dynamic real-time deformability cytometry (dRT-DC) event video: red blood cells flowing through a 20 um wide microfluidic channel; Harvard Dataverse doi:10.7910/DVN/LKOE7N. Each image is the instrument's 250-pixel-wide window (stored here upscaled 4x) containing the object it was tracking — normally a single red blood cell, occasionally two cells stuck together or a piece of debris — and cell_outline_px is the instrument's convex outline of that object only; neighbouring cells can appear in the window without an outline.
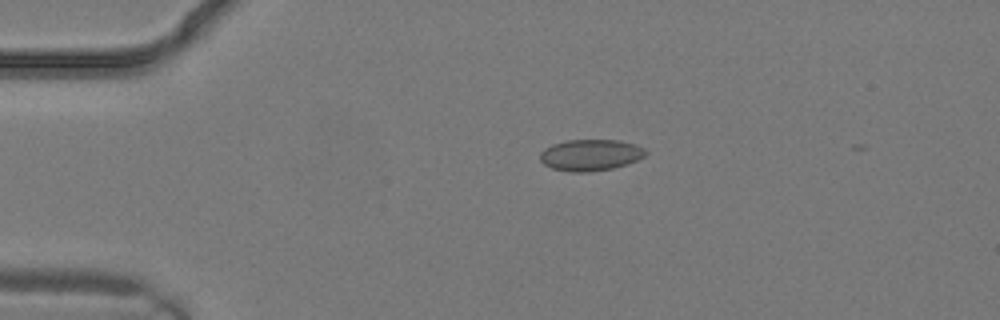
{"species": "common noctule bat (a hibernating species)", "species_latin": "Nyctalus noctula", "temperature_condition": "warm", "stored_images_in_passage": 2, "segment_of_instrument_passage": [1, 2], "camera_frame_rate_fps": 3000, "um_per_image_px": 0.085, "animal": {"sex": "male", "body_mass_g": 19.2, "forearm_length_mm": 51.8}, "frame": {"image": 1, "passage_image": 1, "time_ms": 0.0, "image_size_px": [1000, 320], "cell_outline_px": [[648, 152], [644, 156], [628, 164], [612, 168], [588, 172], [568, 172], [552, 168], [544, 164], [540, 160], [540, 152], [544, 148], [552, 144], [568, 140], [620, 140], [636, 144], [644, 148]], "centroid_in_image_um": [50.19, 13.17], "position_along_channel_um": 34.8, "area_um2": 19.42}}